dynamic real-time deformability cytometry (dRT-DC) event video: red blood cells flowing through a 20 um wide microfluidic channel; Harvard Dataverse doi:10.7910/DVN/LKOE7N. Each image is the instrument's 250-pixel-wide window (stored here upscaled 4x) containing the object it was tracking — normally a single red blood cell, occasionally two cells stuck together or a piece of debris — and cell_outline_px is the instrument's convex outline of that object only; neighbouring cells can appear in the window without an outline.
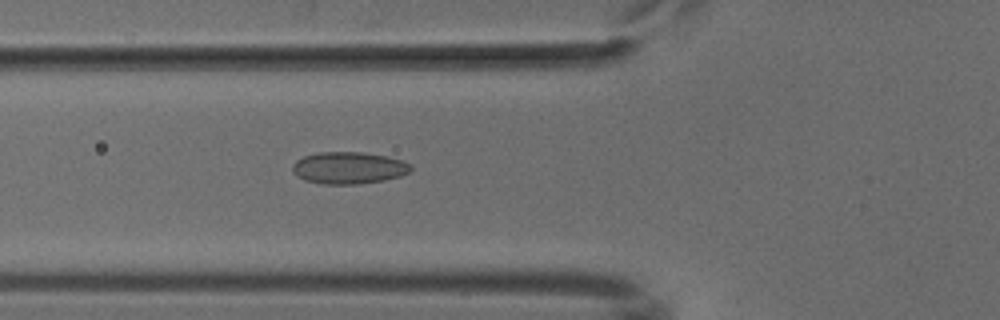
{"species": "common noctule bat (a hibernating species)", "species_latin": "Nyctalus noctula", "temperature_condition": "cold", "stored_images_in_passage": 43, "camera_frame_rate_fps": 3000, "um_per_image_px": 0.085, "animal": {"sex": "male", "body_mass_g": 18.8}, "frame": {"image": 1, "passage_image": 14, "time_ms": 4.333, "image_size_px": [1000, 320], "cell_outline_px": [[412, 168], [408, 172], [400, 176], [384, 180], [356, 184], [320, 184], [304, 180], [296, 176], [292, 172], [292, 164], [296, 160], [304, 156], [320, 152], [364, 152], [388, 156], [404, 160], [412, 164]], "centroid_in_image_um": [29.63, 14.26], "position_along_channel_um": 96.2, "area_um2": 22.31}}
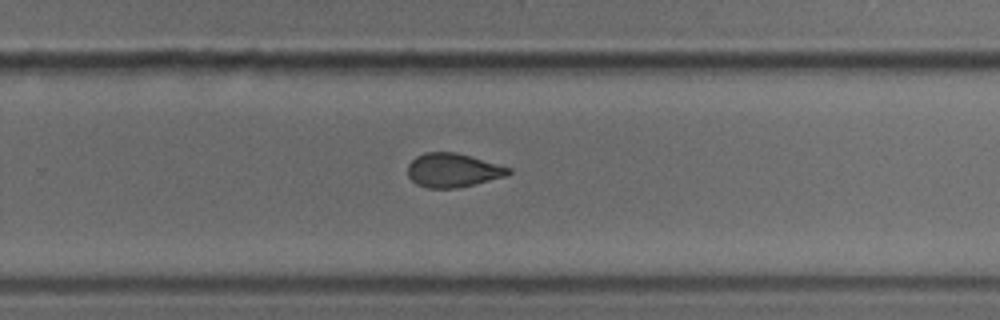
{"frame": {"image": 2, "passage_image": 29, "time_ms": 9.333, "image_size_px": [1000, 320], "cell_outline_px": [[512, 172], [508, 176], [456, 188], [428, 188], [416, 184], [408, 176], [408, 164], [416, 156], [424, 152], [456, 152], [512, 168]], "centroid_in_image_um": [38.5, 14.47], "position_along_channel_um": 291.3, "area_um2": 19.94}}
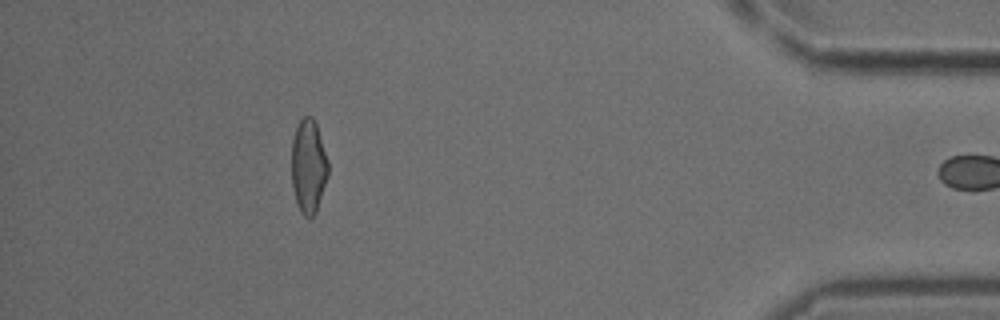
{"frame": {"image": 3, "passage_image": 42, "time_ms": 13.667, "image_size_px": [1000, 320], "cell_outline_px": [[328, 176], [316, 212], [312, 216], [304, 216], [300, 212], [296, 204], [292, 184], [292, 140], [296, 128], [300, 120], [304, 116], [312, 116], [316, 124], [328, 160]], "centroid_in_image_um": [26.22, 14.15], "position_along_channel_um": 409.0, "area_um2": 19.94}}